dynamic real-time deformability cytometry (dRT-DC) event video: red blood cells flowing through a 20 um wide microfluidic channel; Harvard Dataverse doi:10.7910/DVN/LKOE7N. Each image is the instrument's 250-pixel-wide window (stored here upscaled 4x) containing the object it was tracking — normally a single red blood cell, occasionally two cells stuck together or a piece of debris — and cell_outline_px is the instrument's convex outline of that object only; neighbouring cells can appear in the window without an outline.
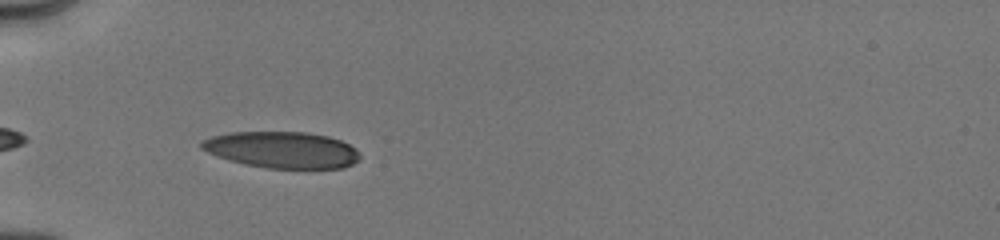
{"species": "human", "species_latin": "Homo sapiens", "temperature_condition": "cold", "stored_images_in_passage": 14, "camera_frame_rate_fps": 3000, "um_per_image_px": 0.085, "donor": {"sex": "male"}, "frame": {"image": 1, "passage_image": 1, "time_ms": 0.0, "image_size_px": [1000, 240], "cell_outline_px": [[360, 160], [344, 168], [264, 168], [244, 164], [228, 160], [216, 156], [200, 148], [200, 140], [212, 136], [232, 132], [308, 132], [328, 136], [340, 140], [356, 148], [360, 156]], "centroid_in_image_um": [23.96, 12.74], "position_along_channel_um": 61.0, "area_um2": 33.87}}
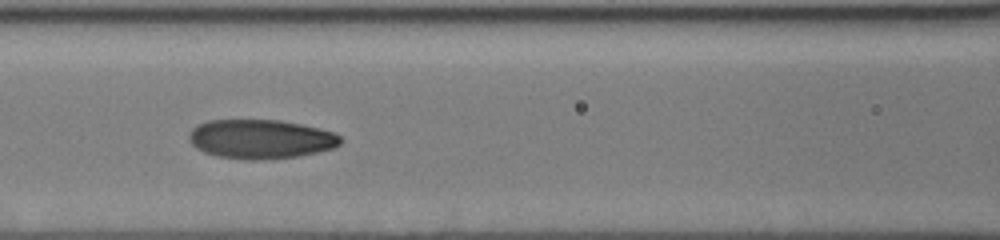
{"frame": {"image": 2, "passage_image": 9, "time_ms": 2.333, "image_size_px": [1000, 240], "cell_outline_px": [[344, 140], [336, 148], [296, 156], [264, 160], [248, 160], [216, 156], [204, 152], [196, 148], [188, 140], [188, 136], [192, 128], [196, 124], [208, 120], [280, 120], [300, 124], [332, 132], [340, 136]], "centroid_in_image_um": [22.13, 11.82], "position_along_channel_um": 144.5, "area_um2": 34.74}}
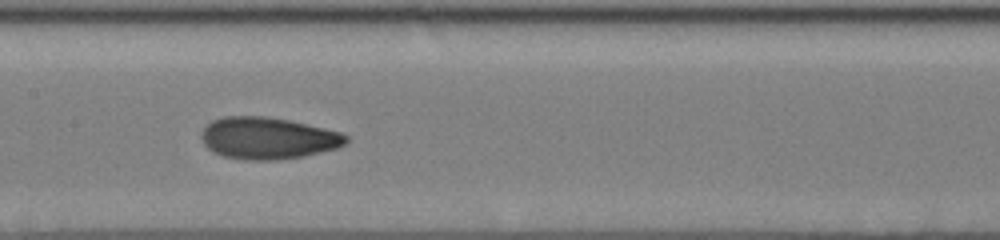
{"frame": {"image": 3, "passage_image": 13, "time_ms": 3.333, "image_size_px": [1000, 240], "cell_outline_px": [[348, 140], [344, 144], [336, 148], [304, 156], [276, 160], [244, 160], [224, 156], [212, 152], [204, 144], [200, 136], [204, 128], [212, 120], [224, 116], [268, 116], [288, 120], [324, 128], [340, 132], [348, 136]], "centroid_in_image_um": [22.74, 11.74], "position_along_channel_um": 184.7, "area_um2": 35.26}}